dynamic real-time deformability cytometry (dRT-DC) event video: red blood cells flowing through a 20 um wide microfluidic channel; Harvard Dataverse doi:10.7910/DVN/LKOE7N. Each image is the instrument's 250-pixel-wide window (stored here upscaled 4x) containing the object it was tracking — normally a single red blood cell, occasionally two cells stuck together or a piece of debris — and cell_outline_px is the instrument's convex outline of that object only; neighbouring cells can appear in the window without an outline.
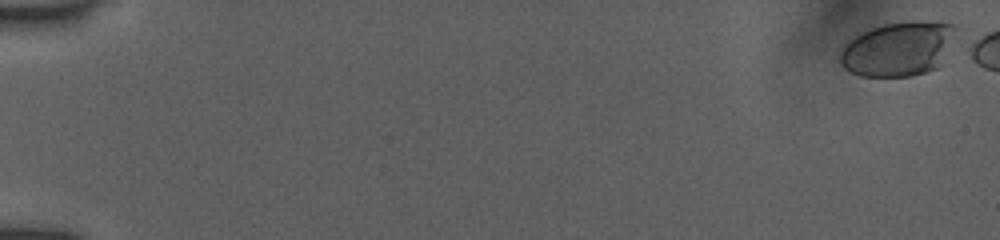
{"species": "human", "species_latin": "Homo sapiens", "temperature_condition": "room temperature", "stored_images_in_passage": 7, "camera_frame_rate_fps": 3000, "um_per_image_px": 0.085, "donor": {"sex": "female"}, "frame": {"image": 1, "passage_image": 2, "time_ms": 0.333, "image_size_px": [1000, 240], "cell_outline_px": [[956, 28], [940, 64], [936, 68], [912, 76], [860, 76], [844, 68], [840, 64], [840, 52], [844, 44], [848, 40], [872, 28], [884, 24], [952, 24]], "centroid_in_image_um": [76.24, 4.22], "position_along_channel_um": 8.8, "area_um2": 35.2}}